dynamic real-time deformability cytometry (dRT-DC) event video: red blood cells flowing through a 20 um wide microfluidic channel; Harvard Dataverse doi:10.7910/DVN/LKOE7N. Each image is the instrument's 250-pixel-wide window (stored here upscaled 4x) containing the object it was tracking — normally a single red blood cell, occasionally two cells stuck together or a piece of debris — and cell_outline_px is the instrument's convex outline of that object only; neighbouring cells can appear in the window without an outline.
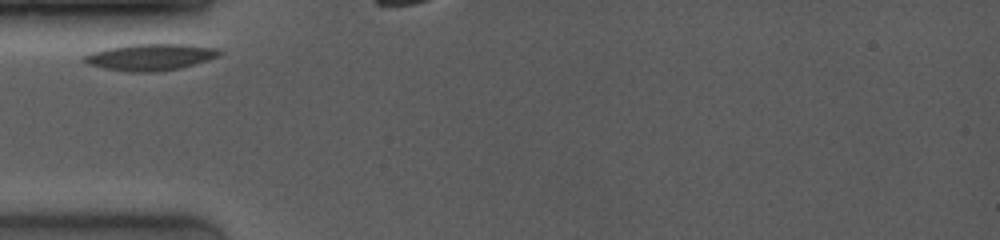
{"species": "common noctule bat (a hibernating species)", "species_latin": "Nyctalus noctula", "temperature_condition": "room temperature", "stored_images_in_passage": 2, "camera_frame_rate_fps": 4000, "um_per_image_px": 0.085, "animal": {"sex": "female", "body_mass_g": 19.0, "forearm_length_mm": 53.3}, "frame": {"image": 1, "passage_image": 1, "time_ms": 0.0, "image_size_px": [1000, 240], "cell_outline_px": [[224, 52], [220, 56], [208, 60], [180, 68], [156, 72], [128, 72], [104, 68], [88, 64], [80, 60], [84, 56], [92, 52], [108, 48], [128, 44], [188, 44], [216, 48]], "centroid_in_image_um": [12.8, 4.85], "position_along_channel_um": 72.2, "area_um2": 21.1}}